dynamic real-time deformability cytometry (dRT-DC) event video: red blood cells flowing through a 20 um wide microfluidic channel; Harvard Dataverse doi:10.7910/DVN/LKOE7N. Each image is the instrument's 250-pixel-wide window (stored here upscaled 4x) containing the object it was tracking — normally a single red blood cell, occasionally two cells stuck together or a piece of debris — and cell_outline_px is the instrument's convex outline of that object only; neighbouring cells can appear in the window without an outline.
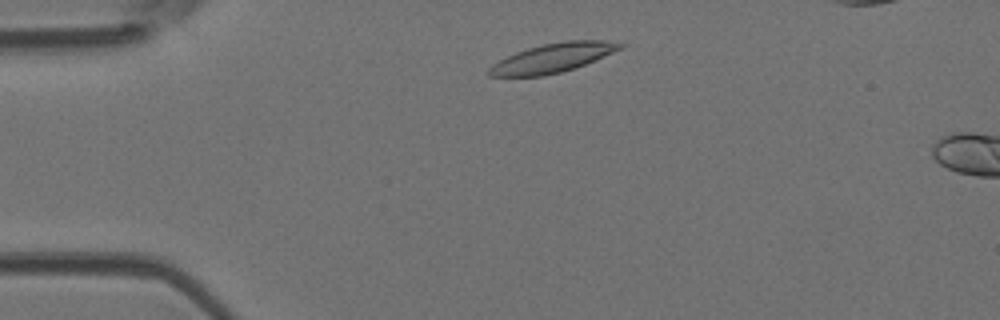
{"species": "Egyptian fruit bat (a non-hibernating species)", "species_latin": "Rousettus aegyptiacus", "temperature_condition": "room temperature", "stored_images_in_passage": 3, "camera_frame_rate_fps": 3000, "um_per_image_px": 0.085, "animal": {"sex": "female"}, "frame": {"image": 1, "passage_image": 2, "time_ms": 0.333, "image_size_px": [1000, 320], "cell_outline_px": [[628, 44], [612, 52], [576, 68], [544, 76], [488, 76], [484, 72], [492, 64], [516, 52], [528, 48], [544, 44], [564, 40], [608, 40]], "centroid_in_image_um": [46.95, 4.92], "position_along_channel_um": 38.0, "area_um2": 22.2}}